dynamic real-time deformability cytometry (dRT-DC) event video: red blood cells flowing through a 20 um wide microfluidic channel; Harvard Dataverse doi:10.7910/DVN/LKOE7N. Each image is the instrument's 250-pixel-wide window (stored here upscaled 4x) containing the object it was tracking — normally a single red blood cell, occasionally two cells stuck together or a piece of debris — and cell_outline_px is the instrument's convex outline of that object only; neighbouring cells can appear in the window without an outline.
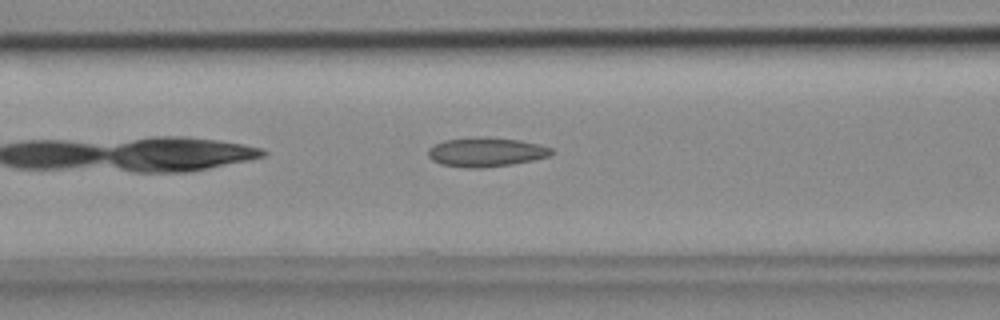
{"species": "common noctule bat (a hibernating species)", "species_latin": "Nyctalus noctula", "temperature_condition": "cold", "stored_images_in_passage": 29, "camera_frame_rate_fps": 3000, "um_per_image_px": 0.085, "animal": {"sex": "female", "body_mass_g": 18.4}, "frame": {"image": 1, "passage_image": 7, "time_ms": 2.0, "image_size_px": [1000, 320], "cell_outline_px": [[556, 152], [552, 156], [512, 164], [484, 168], [468, 168], [440, 164], [432, 160], [428, 156], [428, 148], [444, 140], [484, 136], [488, 136], [520, 140], [540, 144], [552, 148]], "centroid_in_image_um": [41.36, 12.92], "position_along_channel_um": 125.2, "area_um2": 21.33}}
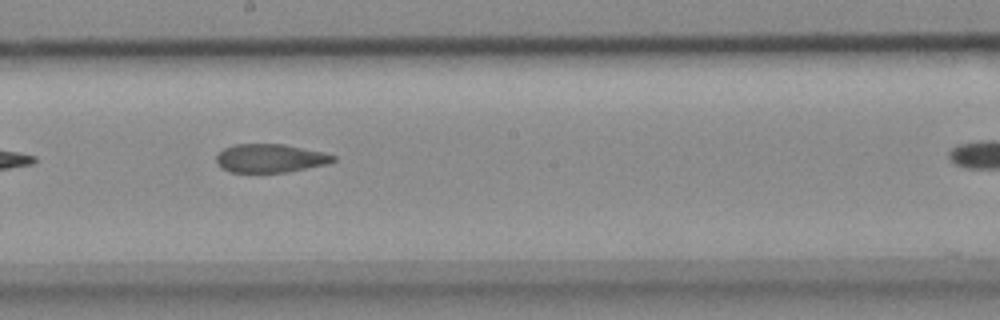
{"frame": {"image": 2, "passage_image": 15, "time_ms": 4.667, "image_size_px": [1000, 320], "cell_outline_px": [[336, 160], [324, 164], [288, 172], [232, 172], [220, 168], [216, 160], [216, 156], [224, 148], [236, 144], [284, 144], [324, 152], [336, 156]], "centroid_in_image_um": [22.95, 13.45], "position_along_channel_um": 225.2, "area_um2": 19.31}}
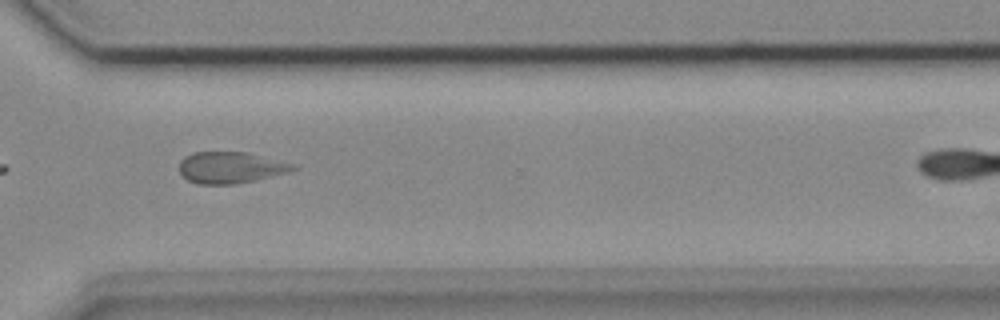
{"frame": {"image": 3, "passage_image": 25, "time_ms": 8.0, "image_size_px": [1000, 320], "cell_outline_px": [[300, 168], [288, 172], [236, 184], [200, 184], [188, 180], [180, 172], [180, 160], [184, 156], [192, 152], [248, 152], [296, 164]], "centroid_in_image_um": [19.62, 14.23], "position_along_channel_um": 351.0, "area_um2": 20.87}}